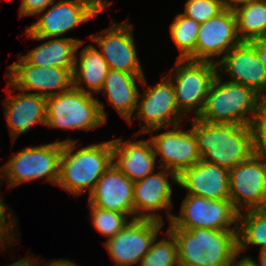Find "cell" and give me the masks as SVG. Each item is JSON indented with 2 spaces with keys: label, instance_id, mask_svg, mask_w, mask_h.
Segmentation results:
<instances>
[{
  "label": "cell",
  "instance_id": "6da1fadb",
  "mask_svg": "<svg viewBox=\"0 0 266 266\" xmlns=\"http://www.w3.org/2000/svg\"><path fill=\"white\" fill-rule=\"evenodd\" d=\"M191 120L201 160L230 170L256 153L254 126Z\"/></svg>",
  "mask_w": 266,
  "mask_h": 266
},
{
  "label": "cell",
  "instance_id": "7a4b0ae2",
  "mask_svg": "<svg viewBox=\"0 0 266 266\" xmlns=\"http://www.w3.org/2000/svg\"><path fill=\"white\" fill-rule=\"evenodd\" d=\"M61 142H63V148L57 186L76 198L85 194L86 190L90 194L100 177L113 164L112 140L90 144L79 149L76 145L77 140L70 138Z\"/></svg>",
  "mask_w": 266,
  "mask_h": 266
},
{
  "label": "cell",
  "instance_id": "3957f363",
  "mask_svg": "<svg viewBox=\"0 0 266 266\" xmlns=\"http://www.w3.org/2000/svg\"><path fill=\"white\" fill-rule=\"evenodd\" d=\"M177 242L179 266H233L239 258L238 230L169 228Z\"/></svg>",
  "mask_w": 266,
  "mask_h": 266
},
{
  "label": "cell",
  "instance_id": "277c9868",
  "mask_svg": "<svg viewBox=\"0 0 266 266\" xmlns=\"http://www.w3.org/2000/svg\"><path fill=\"white\" fill-rule=\"evenodd\" d=\"M224 75L216 74L203 110L197 118L209 123H240L254 126L264 98L253 88L223 81Z\"/></svg>",
  "mask_w": 266,
  "mask_h": 266
},
{
  "label": "cell",
  "instance_id": "5b68a950",
  "mask_svg": "<svg viewBox=\"0 0 266 266\" xmlns=\"http://www.w3.org/2000/svg\"><path fill=\"white\" fill-rule=\"evenodd\" d=\"M104 103L77 88L47 97L46 126L65 130H94L107 122Z\"/></svg>",
  "mask_w": 266,
  "mask_h": 266
},
{
  "label": "cell",
  "instance_id": "8992f818",
  "mask_svg": "<svg viewBox=\"0 0 266 266\" xmlns=\"http://www.w3.org/2000/svg\"><path fill=\"white\" fill-rule=\"evenodd\" d=\"M62 148L63 142L55 141L21 149L2 165L1 183L6 178L7 186L13 188L44 178L46 183L57 185Z\"/></svg>",
  "mask_w": 266,
  "mask_h": 266
},
{
  "label": "cell",
  "instance_id": "52a82bcc",
  "mask_svg": "<svg viewBox=\"0 0 266 266\" xmlns=\"http://www.w3.org/2000/svg\"><path fill=\"white\" fill-rule=\"evenodd\" d=\"M217 74V65L207 61L177 59L167 75L173 82L178 109L188 118H197L205 105L209 88Z\"/></svg>",
  "mask_w": 266,
  "mask_h": 266
},
{
  "label": "cell",
  "instance_id": "ba28073f",
  "mask_svg": "<svg viewBox=\"0 0 266 266\" xmlns=\"http://www.w3.org/2000/svg\"><path fill=\"white\" fill-rule=\"evenodd\" d=\"M165 212L169 219V228L238 230L239 212L230 199L214 200L187 194L182 201L179 216L168 210Z\"/></svg>",
  "mask_w": 266,
  "mask_h": 266
},
{
  "label": "cell",
  "instance_id": "9c48e42d",
  "mask_svg": "<svg viewBox=\"0 0 266 266\" xmlns=\"http://www.w3.org/2000/svg\"><path fill=\"white\" fill-rule=\"evenodd\" d=\"M111 2L107 0H59L38 14V20L26 30L35 37H62L76 26L98 17ZM53 5V6H52Z\"/></svg>",
  "mask_w": 266,
  "mask_h": 266
},
{
  "label": "cell",
  "instance_id": "30bf717a",
  "mask_svg": "<svg viewBox=\"0 0 266 266\" xmlns=\"http://www.w3.org/2000/svg\"><path fill=\"white\" fill-rule=\"evenodd\" d=\"M133 116L142 122L135 137L182 124L185 117L177 107L173 82L168 75L154 86L146 87L142 94L139 93Z\"/></svg>",
  "mask_w": 266,
  "mask_h": 266
},
{
  "label": "cell",
  "instance_id": "8fae6325",
  "mask_svg": "<svg viewBox=\"0 0 266 266\" xmlns=\"http://www.w3.org/2000/svg\"><path fill=\"white\" fill-rule=\"evenodd\" d=\"M164 222L134 218L113 238L104 242L110 258L116 266L138 264L150 250L152 243L161 232Z\"/></svg>",
  "mask_w": 266,
  "mask_h": 266
},
{
  "label": "cell",
  "instance_id": "7c38bea8",
  "mask_svg": "<svg viewBox=\"0 0 266 266\" xmlns=\"http://www.w3.org/2000/svg\"><path fill=\"white\" fill-rule=\"evenodd\" d=\"M17 58L18 61L10 64L5 74V78L12 84V90L49 97L73 87L71 69L32 65L20 54Z\"/></svg>",
  "mask_w": 266,
  "mask_h": 266
},
{
  "label": "cell",
  "instance_id": "4fadbf2b",
  "mask_svg": "<svg viewBox=\"0 0 266 266\" xmlns=\"http://www.w3.org/2000/svg\"><path fill=\"white\" fill-rule=\"evenodd\" d=\"M229 199L239 213L266 208V158L254 153L229 170Z\"/></svg>",
  "mask_w": 266,
  "mask_h": 266
},
{
  "label": "cell",
  "instance_id": "5bb4252c",
  "mask_svg": "<svg viewBox=\"0 0 266 266\" xmlns=\"http://www.w3.org/2000/svg\"><path fill=\"white\" fill-rule=\"evenodd\" d=\"M111 21L110 27L91 34L90 39L99 46L98 50H101L109 69L144 75L132 32L133 26L127 19L123 23Z\"/></svg>",
  "mask_w": 266,
  "mask_h": 266
},
{
  "label": "cell",
  "instance_id": "9a60e30c",
  "mask_svg": "<svg viewBox=\"0 0 266 266\" xmlns=\"http://www.w3.org/2000/svg\"><path fill=\"white\" fill-rule=\"evenodd\" d=\"M242 41L238 37L236 17L232 7H226L218 15L200 25L196 41V61L217 63Z\"/></svg>",
  "mask_w": 266,
  "mask_h": 266
},
{
  "label": "cell",
  "instance_id": "2e32d148",
  "mask_svg": "<svg viewBox=\"0 0 266 266\" xmlns=\"http://www.w3.org/2000/svg\"><path fill=\"white\" fill-rule=\"evenodd\" d=\"M178 124L163 133L151 134L155 156H161L160 168H165L179 175L184 169L201 160L193 129H182Z\"/></svg>",
  "mask_w": 266,
  "mask_h": 266
},
{
  "label": "cell",
  "instance_id": "e0dca14e",
  "mask_svg": "<svg viewBox=\"0 0 266 266\" xmlns=\"http://www.w3.org/2000/svg\"><path fill=\"white\" fill-rule=\"evenodd\" d=\"M134 182V218H147L164 222L158 212L172 209V185L178 184V175L165 168ZM170 177V180L168 179ZM158 212V213H157Z\"/></svg>",
  "mask_w": 266,
  "mask_h": 266
},
{
  "label": "cell",
  "instance_id": "ac0fdd59",
  "mask_svg": "<svg viewBox=\"0 0 266 266\" xmlns=\"http://www.w3.org/2000/svg\"><path fill=\"white\" fill-rule=\"evenodd\" d=\"M217 74L227 73L230 82L253 88L266 99V69L256 49L249 42H241L221 59H217Z\"/></svg>",
  "mask_w": 266,
  "mask_h": 266
},
{
  "label": "cell",
  "instance_id": "d6986e66",
  "mask_svg": "<svg viewBox=\"0 0 266 266\" xmlns=\"http://www.w3.org/2000/svg\"><path fill=\"white\" fill-rule=\"evenodd\" d=\"M6 83L9 96L2 100V104L11 140L15 142L19 135L28 132L34 125H46L47 97L24 91L13 96L12 84Z\"/></svg>",
  "mask_w": 266,
  "mask_h": 266
},
{
  "label": "cell",
  "instance_id": "ffe728a7",
  "mask_svg": "<svg viewBox=\"0 0 266 266\" xmlns=\"http://www.w3.org/2000/svg\"><path fill=\"white\" fill-rule=\"evenodd\" d=\"M134 182L114 164L100 177L89 194L93 206L117 211L134 219Z\"/></svg>",
  "mask_w": 266,
  "mask_h": 266
},
{
  "label": "cell",
  "instance_id": "44dd1931",
  "mask_svg": "<svg viewBox=\"0 0 266 266\" xmlns=\"http://www.w3.org/2000/svg\"><path fill=\"white\" fill-rule=\"evenodd\" d=\"M178 185L187 190V194L214 200L229 199V170L200 160L178 175Z\"/></svg>",
  "mask_w": 266,
  "mask_h": 266
},
{
  "label": "cell",
  "instance_id": "7402d4cb",
  "mask_svg": "<svg viewBox=\"0 0 266 266\" xmlns=\"http://www.w3.org/2000/svg\"><path fill=\"white\" fill-rule=\"evenodd\" d=\"M113 164L131 181L137 182L156 172L155 151L150 138L148 140L112 139Z\"/></svg>",
  "mask_w": 266,
  "mask_h": 266
},
{
  "label": "cell",
  "instance_id": "603a6c76",
  "mask_svg": "<svg viewBox=\"0 0 266 266\" xmlns=\"http://www.w3.org/2000/svg\"><path fill=\"white\" fill-rule=\"evenodd\" d=\"M143 87L147 85L145 75H134L119 70H108L104 84L100 92L106 96L109 104H111L118 115L132 124V115L136 112L139 97V89L137 83Z\"/></svg>",
  "mask_w": 266,
  "mask_h": 266
},
{
  "label": "cell",
  "instance_id": "cb8c5ba5",
  "mask_svg": "<svg viewBox=\"0 0 266 266\" xmlns=\"http://www.w3.org/2000/svg\"><path fill=\"white\" fill-rule=\"evenodd\" d=\"M25 35L33 40H48L29 51L26 55L20 53L28 63L40 67L69 68L72 71L75 64V54L85 42L72 37H35L27 30Z\"/></svg>",
  "mask_w": 266,
  "mask_h": 266
},
{
  "label": "cell",
  "instance_id": "d4e9b609",
  "mask_svg": "<svg viewBox=\"0 0 266 266\" xmlns=\"http://www.w3.org/2000/svg\"><path fill=\"white\" fill-rule=\"evenodd\" d=\"M108 70V64L97 47L93 44L85 46L79 56L75 54L73 87L90 94H99Z\"/></svg>",
  "mask_w": 266,
  "mask_h": 266
},
{
  "label": "cell",
  "instance_id": "484cf974",
  "mask_svg": "<svg viewBox=\"0 0 266 266\" xmlns=\"http://www.w3.org/2000/svg\"><path fill=\"white\" fill-rule=\"evenodd\" d=\"M242 42L266 38V0H249L232 7Z\"/></svg>",
  "mask_w": 266,
  "mask_h": 266
},
{
  "label": "cell",
  "instance_id": "4316f807",
  "mask_svg": "<svg viewBox=\"0 0 266 266\" xmlns=\"http://www.w3.org/2000/svg\"><path fill=\"white\" fill-rule=\"evenodd\" d=\"M237 240L239 258L250 245L260 247V252L266 251V208L239 213Z\"/></svg>",
  "mask_w": 266,
  "mask_h": 266
},
{
  "label": "cell",
  "instance_id": "83f0119b",
  "mask_svg": "<svg viewBox=\"0 0 266 266\" xmlns=\"http://www.w3.org/2000/svg\"><path fill=\"white\" fill-rule=\"evenodd\" d=\"M200 23L179 13L170 24V35L180 54L177 59L196 61V41Z\"/></svg>",
  "mask_w": 266,
  "mask_h": 266
},
{
  "label": "cell",
  "instance_id": "f1b7e54d",
  "mask_svg": "<svg viewBox=\"0 0 266 266\" xmlns=\"http://www.w3.org/2000/svg\"><path fill=\"white\" fill-rule=\"evenodd\" d=\"M164 236V239H155L150 250L139 262L140 266H179L176 239L168 230Z\"/></svg>",
  "mask_w": 266,
  "mask_h": 266
},
{
  "label": "cell",
  "instance_id": "f546056e",
  "mask_svg": "<svg viewBox=\"0 0 266 266\" xmlns=\"http://www.w3.org/2000/svg\"><path fill=\"white\" fill-rule=\"evenodd\" d=\"M93 227L106 239L113 238L130 221L129 217L117 211L102 209L88 203Z\"/></svg>",
  "mask_w": 266,
  "mask_h": 266
},
{
  "label": "cell",
  "instance_id": "4dcf8cb0",
  "mask_svg": "<svg viewBox=\"0 0 266 266\" xmlns=\"http://www.w3.org/2000/svg\"><path fill=\"white\" fill-rule=\"evenodd\" d=\"M184 6L182 14L200 24L205 23L226 8L223 0H187Z\"/></svg>",
  "mask_w": 266,
  "mask_h": 266
},
{
  "label": "cell",
  "instance_id": "1f68e13d",
  "mask_svg": "<svg viewBox=\"0 0 266 266\" xmlns=\"http://www.w3.org/2000/svg\"><path fill=\"white\" fill-rule=\"evenodd\" d=\"M12 213H14V211L11 208L8 209V206L5 203L0 205V249L1 250H2V248H4L3 250H5V247L7 248V246L10 243L12 244V242L13 243L16 242V237L19 236V233L17 235V232L16 233L13 232L15 229L17 230V220H16V217L15 218L11 217ZM7 243H8V245H7Z\"/></svg>",
  "mask_w": 266,
  "mask_h": 266
},
{
  "label": "cell",
  "instance_id": "d6a6232c",
  "mask_svg": "<svg viewBox=\"0 0 266 266\" xmlns=\"http://www.w3.org/2000/svg\"><path fill=\"white\" fill-rule=\"evenodd\" d=\"M254 129L256 153L266 158V99L259 107Z\"/></svg>",
  "mask_w": 266,
  "mask_h": 266
},
{
  "label": "cell",
  "instance_id": "836d02e7",
  "mask_svg": "<svg viewBox=\"0 0 266 266\" xmlns=\"http://www.w3.org/2000/svg\"><path fill=\"white\" fill-rule=\"evenodd\" d=\"M55 0H22L19 8V17L34 16L53 4Z\"/></svg>",
  "mask_w": 266,
  "mask_h": 266
},
{
  "label": "cell",
  "instance_id": "e575fe53",
  "mask_svg": "<svg viewBox=\"0 0 266 266\" xmlns=\"http://www.w3.org/2000/svg\"><path fill=\"white\" fill-rule=\"evenodd\" d=\"M249 43L256 49L260 61L266 69V38L255 39Z\"/></svg>",
  "mask_w": 266,
  "mask_h": 266
},
{
  "label": "cell",
  "instance_id": "d590c367",
  "mask_svg": "<svg viewBox=\"0 0 266 266\" xmlns=\"http://www.w3.org/2000/svg\"><path fill=\"white\" fill-rule=\"evenodd\" d=\"M29 255L26 257H23L22 259H19L12 264L6 265V266H36L37 265V259H34V256L31 258H28Z\"/></svg>",
  "mask_w": 266,
  "mask_h": 266
},
{
  "label": "cell",
  "instance_id": "8d00e7d4",
  "mask_svg": "<svg viewBox=\"0 0 266 266\" xmlns=\"http://www.w3.org/2000/svg\"><path fill=\"white\" fill-rule=\"evenodd\" d=\"M258 255H259V258L257 259L259 260L258 264L250 256L244 255L242 259L248 260L253 266H266V251H261Z\"/></svg>",
  "mask_w": 266,
  "mask_h": 266
},
{
  "label": "cell",
  "instance_id": "74e56055",
  "mask_svg": "<svg viewBox=\"0 0 266 266\" xmlns=\"http://www.w3.org/2000/svg\"><path fill=\"white\" fill-rule=\"evenodd\" d=\"M41 258H37V265L36 266H42L41 263H43V261L41 260ZM39 260V262H38ZM43 266H66V259H53L52 261L49 262V264H43Z\"/></svg>",
  "mask_w": 266,
  "mask_h": 266
},
{
  "label": "cell",
  "instance_id": "f35d334b",
  "mask_svg": "<svg viewBox=\"0 0 266 266\" xmlns=\"http://www.w3.org/2000/svg\"><path fill=\"white\" fill-rule=\"evenodd\" d=\"M244 1H249V0H223V3L226 7H234L236 4H239Z\"/></svg>",
  "mask_w": 266,
  "mask_h": 266
},
{
  "label": "cell",
  "instance_id": "ab89813d",
  "mask_svg": "<svg viewBox=\"0 0 266 266\" xmlns=\"http://www.w3.org/2000/svg\"><path fill=\"white\" fill-rule=\"evenodd\" d=\"M238 266H253L248 260L238 258Z\"/></svg>",
  "mask_w": 266,
  "mask_h": 266
},
{
  "label": "cell",
  "instance_id": "60d3db41",
  "mask_svg": "<svg viewBox=\"0 0 266 266\" xmlns=\"http://www.w3.org/2000/svg\"><path fill=\"white\" fill-rule=\"evenodd\" d=\"M66 266H80V265H77L74 262H72L71 260L66 259Z\"/></svg>",
  "mask_w": 266,
  "mask_h": 266
},
{
  "label": "cell",
  "instance_id": "b9f144b4",
  "mask_svg": "<svg viewBox=\"0 0 266 266\" xmlns=\"http://www.w3.org/2000/svg\"><path fill=\"white\" fill-rule=\"evenodd\" d=\"M0 170H1V167H0ZM0 185H1V173H0ZM4 197H1L0 196V205L5 203L4 200H3Z\"/></svg>",
  "mask_w": 266,
  "mask_h": 266
},
{
  "label": "cell",
  "instance_id": "7bdbcfd3",
  "mask_svg": "<svg viewBox=\"0 0 266 266\" xmlns=\"http://www.w3.org/2000/svg\"><path fill=\"white\" fill-rule=\"evenodd\" d=\"M233 266H238V260L235 262V264Z\"/></svg>",
  "mask_w": 266,
  "mask_h": 266
}]
</instances>
